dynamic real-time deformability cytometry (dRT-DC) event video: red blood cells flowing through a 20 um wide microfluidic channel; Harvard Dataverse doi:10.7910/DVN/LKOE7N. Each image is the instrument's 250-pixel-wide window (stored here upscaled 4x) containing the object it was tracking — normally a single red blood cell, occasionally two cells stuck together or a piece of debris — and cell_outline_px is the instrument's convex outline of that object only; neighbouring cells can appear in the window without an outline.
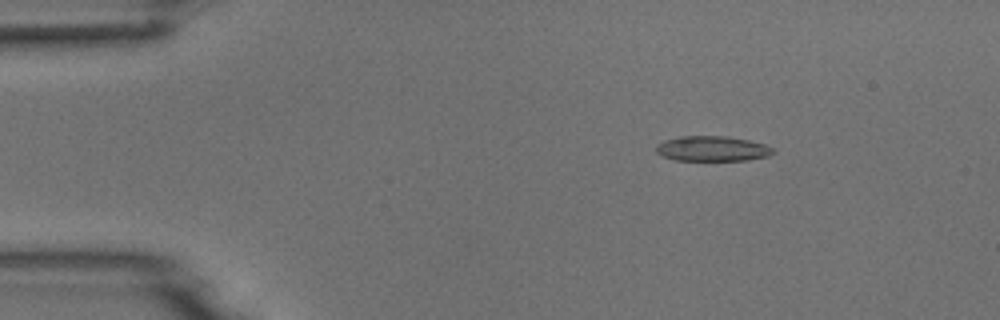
{"species": "common noctule bat (a hibernating species)", "species_latin": "Nyctalus noctula", "temperature_condition": "room temperature", "stored_images_in_passage": 53, "camera_frame_rate_fps": 3000, "um_per_image_px": 0.085, "animal": {"sex": "male", "body_mass_g": 18.8}, "frame": {"image": 1, "passage_image": 8, "time_ms": 2.333, "image_size_px": [1000, 320], "cell_outline_px": [[776, 152], [768, 156], [748, 160], [676, 160], [664, 156], [656, 152], [656, 144], [664, 140], [680, 136], [728, 136], [748, 140], [764, 144], [772, 148]], "centroid_in_image_um": [60.54, 12.63], "position_along_channel_um": 24.5, "area_um2": 17.11}}
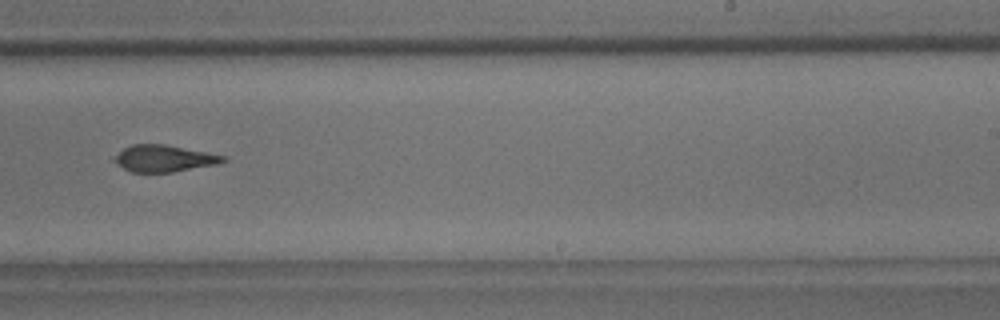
{"frame": {"image": 2, "passage_image": 33, "time_ms": 10.667, "image_size_px": [1000, 320], "cell_outline_px": [[228, 160], [220, 164], [172, 172], [132, 172], [124, 168], [112, 160], [112, 156], [124, 148], [132, 144], [164, 144], [228, 156]], "centroid_in_image_um": [13.97, 13.46], "position_along_channel_um": 275.0, "area_um2": 17.11}}
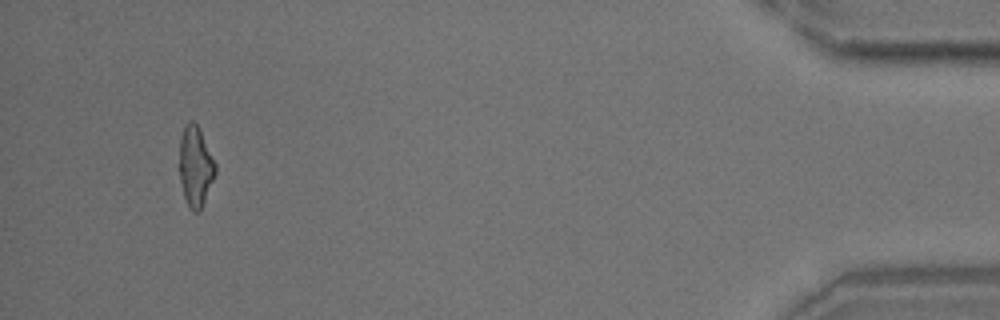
{"frame": {"image": 3, "passage_image": 50, "time_ms": 16.333, "image_size_px": [1000, 320], "cell_outline_px": [[216, 172], [200, 212], [192, 212], [188, 208], [184, 196], [180, 180], [180, 136], [184, 124], [188, 120], [192, 120], [196, 124], [216, 164]], "centroid_in_image_um": [16.6, 14.17], "position_along_channel_um": 418.6, "area_um2": 16.7}}